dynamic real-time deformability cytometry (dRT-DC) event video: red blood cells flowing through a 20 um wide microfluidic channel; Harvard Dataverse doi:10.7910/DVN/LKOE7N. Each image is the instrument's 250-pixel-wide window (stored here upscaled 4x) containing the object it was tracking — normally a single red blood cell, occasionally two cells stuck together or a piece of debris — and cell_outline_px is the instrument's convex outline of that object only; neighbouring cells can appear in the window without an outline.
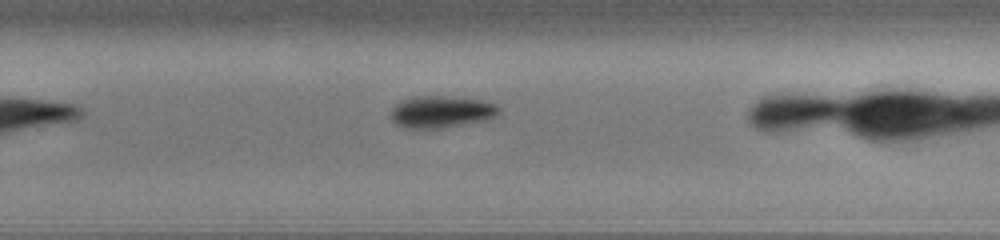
{"species": "common noctule bat (a hibernating species)", "species_latin": "Nyctalus noctula", "temperature_condition": "cold", "stored_images_in_passage": 26, "camera_frame_rate_fps": 3000, "um_per_image_px": 0.085, "animal": {"sex": "male", "body_mass_g": 13.0, "forearm_length_mm": 53.1}, "frame": {"image": 1, "passage_image": 19, "time_ms": 6.0, "image_size_px": [1000, 240], "cell_outline_px": [[500, 112], [496, 116], [488, 120], [444, 128], [400, 128], [392, 120], [392, 108], [396, 104], [404, 100], [416, 96], [440, 96], [480, 100], [496, 104], [500, 108]], "centroid_in_image_um": [37.53, 9.52], "position_along_channel_um": 292.3, "area_um2": 20.11}}
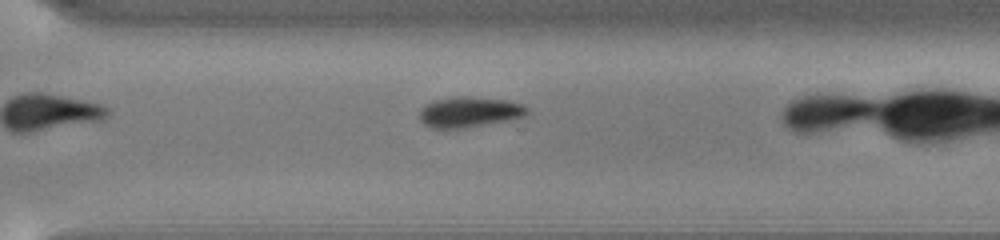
{"frame": {"image": 2, "passage_image": 22, "time_ms": 7.0, "image_size_px": [1000, 240], "cell_outline_px": [[528, 112], [524, 116], [464, 128], [432, 128], [424, 124], [420, 120], [420, 112], [432, 100], [456, 96], [468, 96], [504, 100], [524, 104], [528, 108]], "centroid_in_image_um": [39.88, 9.51], "position_along_channel_um": 330.7, "area_um2": 18.79}}